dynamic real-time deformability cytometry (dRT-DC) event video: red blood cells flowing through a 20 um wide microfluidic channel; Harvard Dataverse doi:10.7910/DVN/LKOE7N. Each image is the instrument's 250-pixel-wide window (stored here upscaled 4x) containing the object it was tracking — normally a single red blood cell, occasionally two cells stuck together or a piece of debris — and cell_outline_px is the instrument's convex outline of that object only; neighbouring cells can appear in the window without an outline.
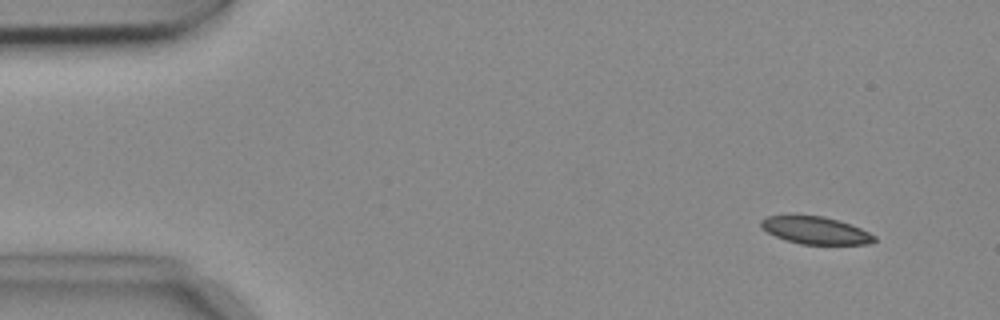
{"species": "common noctule bat (a hibernating species)", "species_latin": "Nyctalus noctula", "temperature_condition": "cold", "stored_images_in_passage": 54, "camera_frame_rate_fps": 3000, "um_per_image_px": 0.085, "animal": {"sex": "female", "body_mass_g": 18.4}, "frame": {"image": 1, "passage_image": 5, "time_ms": 1.333, "image_size_px": [1000, 320], "cell_outline_px": [[876, 240], [868, 244], [800, 244], [776, 236], [760, 228], [760, 220], [768, 216], [792, 212], [824, 216], [852, 224], [876, 236]], "centroid_in_image_um": [69.26, 19.52], "position_along_channel_um": 15.7, "area_um2": 18.73}}
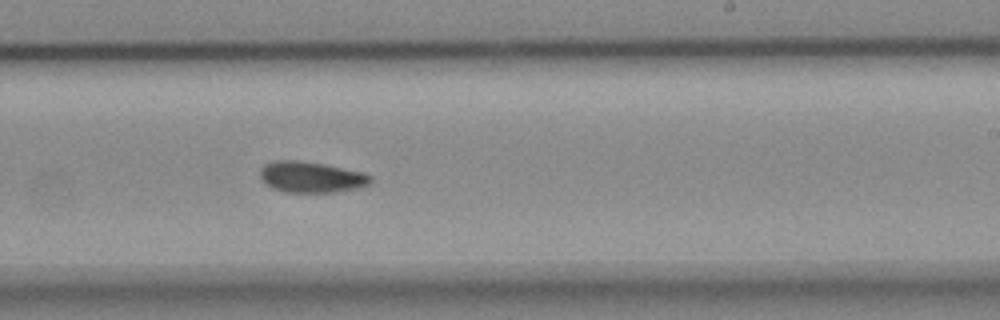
{"frame": {"image": 2, "passage_image": 33, "time_ms": 10.667, "image_size_px": [1000, 320], "cell_outline_px": [[372, 180], [368, 184], [356, 188], [336, 192], [284, 192], [272, 188], [260, 176], [260, 168], [264, 164], [272, 160], [300, 160], [324, 164], [364, 172], [372, 176]], "centroid_in_image_um": [26.44, 15.03], "position_along_channel_um": 262.6, "area_um2": 20.0}}
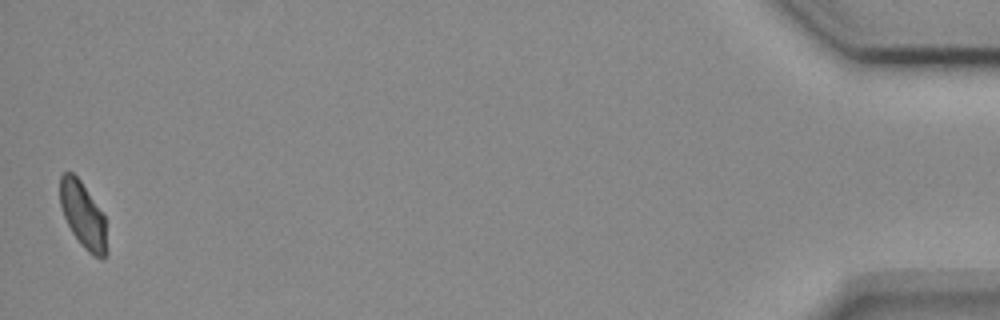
{"frame": {"image": 3, "passage_image": 54, "time_ms": 17.667, "image_size_px": [1000, 320], "cell_outline_px": [[108, 252], [100, 260], [92, 256], [80, 244], [72, 232], [64, 216], [60, 204], [60, 176], [64, 172], [72, 172], [80, 180], [104, 216], [108, 248]], "centroid_in_image_um": [7.07, 18.34], "position_along_channel_um": 428.1, "area_um2": 17.98}, "authors_computed_cell_mechanics": {"area_um2": 19.4786, "velocity_mm_per_s": 3.6912, "shape_relaxation_time_tau1_ms": 6.364, "shape_relaxation_time_tau2_ms": 4.3231, "deformation_change_tau1": 0.1043, "deformation_change_tau2": 0.0732}}